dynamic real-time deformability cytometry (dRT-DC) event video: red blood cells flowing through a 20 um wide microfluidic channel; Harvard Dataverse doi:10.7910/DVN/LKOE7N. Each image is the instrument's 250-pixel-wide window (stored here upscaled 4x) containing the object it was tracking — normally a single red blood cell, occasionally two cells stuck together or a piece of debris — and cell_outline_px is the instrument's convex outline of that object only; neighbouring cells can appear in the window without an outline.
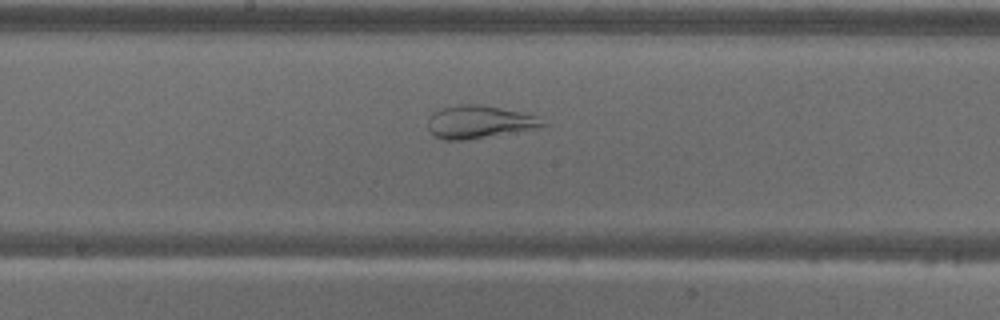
{"species": "common noctule bat (a hibernating species)", "species_latin": "Nyctalus noctula", "temperature_condition": "warm", "stored_images_in_passage": 58, "camera_frame_rate_fps": 3000, "um_per_image_px": 0.085, "animal": {"sex": "male", "body_mass_g": 18.8}, "frame": {"image": 1, "passage_image": 31, "time_ms": 10.0, "image_size_px": [1000, 320], "cell_outline_px": [[548, 124], [544, 128], [468, 140], [440, 140], [432, 136], [428, 128], [428, 116], [432, 112], [440, 108], [456, 104], [480, 104], [520, 112], [536, 116]], "centroid_in_image_um": [40.71, 10.38], "position_along_channel_um": 207.5, "area_um2": 22.6}}
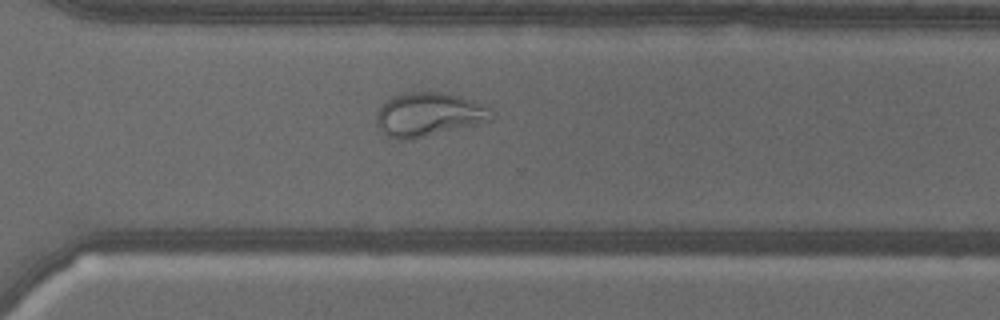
{"frame": {"image": 2, "passage_image": 42, "time_ms": 13.667, "image_size_px": [1000, 320], "cell_outline_px": [[496, 116], [492, 120], [412, 140], [400, 140], [388, 136], [376, 124], [376, 112], [392, 96], [404, 92], [440, 92], [460, 96], [488, 104], [496, 112]], "centroid_in_image_um": [36.51, 9.72], "position_along_channel_um": 334.1, "area_um2": 29.77}}
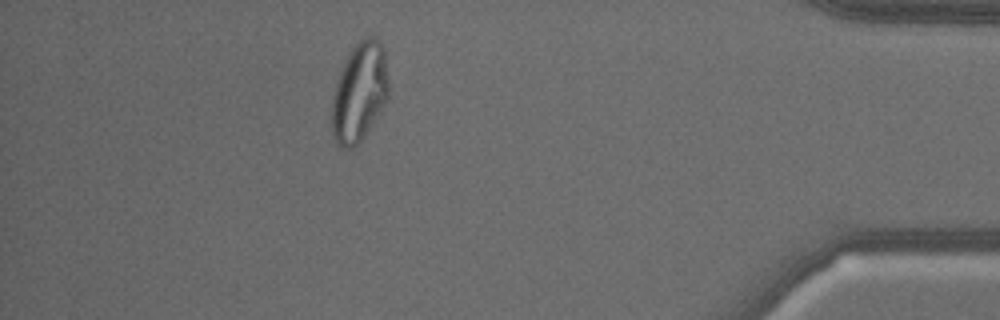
{"frame": {"image": 3, "passage_image": 52, "time_ms": 17.0, "image_size_px": [1000, 320], "cell_outline_px": [[388, 96], [380, 112], [364, 136], [352, 148], [340, 148], [336, 144], [332, 136], [332, 96], [340, 72], [348, 52], [364, 36], [372, 36], [380, 40], [384, 48], [388, 76]], "centroid_in_image_um": [30.55, 7.82], "position_along_channel_um": 404.7, "area_um2": 32.89}}